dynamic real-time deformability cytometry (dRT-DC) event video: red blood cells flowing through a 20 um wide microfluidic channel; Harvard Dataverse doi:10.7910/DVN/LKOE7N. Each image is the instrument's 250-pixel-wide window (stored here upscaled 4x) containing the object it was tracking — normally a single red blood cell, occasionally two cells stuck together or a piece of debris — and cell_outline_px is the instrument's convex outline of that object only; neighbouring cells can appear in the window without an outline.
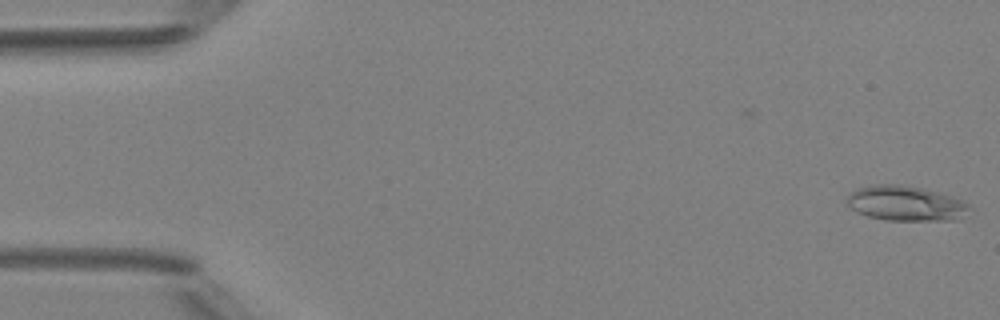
{"species": "Egyptian fruit bat (a non-hibernating species)", "species_latin": "Rousettus aegyptiacus", "temperature_condition": "room temperature", "stored_images_in_passage": 8, "camera_frame_rate_fps": 3000, "um_per_image_px": 0.085, "animal": {"sex": "female"}, "frame": {"image": 1, "passage_image": 1, "time_ms": 0.0, "image_size_px": [1000, 320], "cell_outline_px": [[972, 208], [960, 220], [888, 220], [868, 216], [856, 212], [844, 204], [848, 196], [856, 188], [872, 184], [900, 184], [924, 188], [964, 200]], "centroid_in_image_um": [76.98, 17.28], "position_along_channel_um": 8.0, "area_um2": 25.37}}